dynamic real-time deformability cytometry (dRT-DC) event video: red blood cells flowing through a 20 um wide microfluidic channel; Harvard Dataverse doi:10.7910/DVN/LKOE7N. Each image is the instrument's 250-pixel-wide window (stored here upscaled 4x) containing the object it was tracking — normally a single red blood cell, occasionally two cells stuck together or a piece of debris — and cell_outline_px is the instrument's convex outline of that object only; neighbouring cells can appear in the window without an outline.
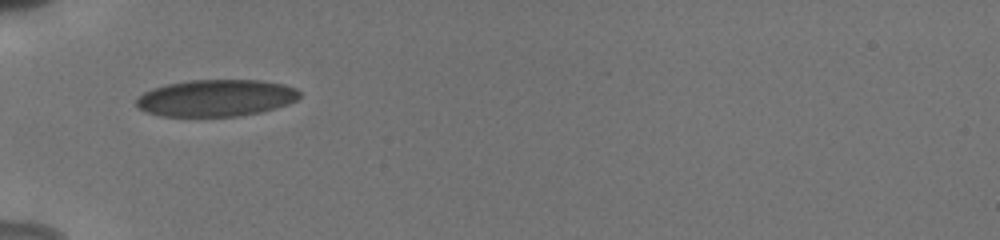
{"species": "human", "species_latin": "Homo sapiens", "temperature_condition": "cold", "stored_images_in_passage": 36, "camera_frame_rate_fps": 3000, "um_per_image_px": 0.085, "donor": {"sex": "male"}, "frame": {"image": 1, "passage_image": 1, "time_ms": 0.0, "image_size_px": [1000, 240], "cell_outline_px": [[300, 96], [296, 100], [288, 104], [276, 108], [260, 112], [240, 116], [160, 116], [148, 112], [140, 108], [136, 104], [136, 96], [152, 88], [168, 84], [188, 80], [260, 80], [284, 84], [296, 88], [300, 92]], "centroid_in_image_um": [18.37, 8.32], "position_along_channel_um": 66.6, "area_um2": 35.14}}
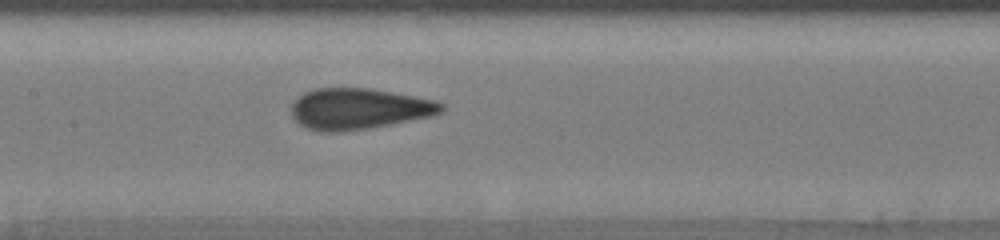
{"frame": {"image": 2, "passage_image": 10, "time_ms": 3.0, "image_size_px": [1000, 240], "cell_outline_px": [[444, 112], [432, 116], [368, 128], [340, 132], [320, 132], [308, 128], [300, 124], [292, 116], [292, 104], [296, 96], [304, 92], [316, 88], [372, 88], [436, 100], [444, 104]], "centroid_in_image_um": [30.5, 9.24], "position_along_channel_um": 176.9, "area_um2": 36.07}}
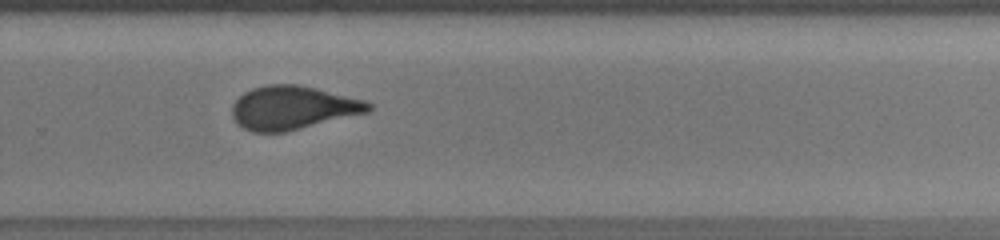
{"frame": {"image": 3, "passage_image": 20, "time_ms": 6.333, "image_size_px": [1000, 240], "cell_outline_px": [[372, 108], [368, 112], [284, 132], [252, 132], [236, 124], [232, 116], [232, 104], [244, 92], [252, 88], [268, 84], [296, 84], [316, 88], [364, 100], [372, 104]], "centroid_in_image_um": [24.85, 9.15], "position_along_channel_um": 305.0, "area_um2": 34.45}, "authors_computed_cell_mechanics": {"area_um2": 34.7667, "velocity_mm_per_s": 3.8563, "shape_relaxation_time_tau1_ms": 8.6241, "shape_relaxation_time_tau2_ms": 0.5711, "deformation_change_tau1": 0.1825, "deformation_change_tau2": 0.0587}}